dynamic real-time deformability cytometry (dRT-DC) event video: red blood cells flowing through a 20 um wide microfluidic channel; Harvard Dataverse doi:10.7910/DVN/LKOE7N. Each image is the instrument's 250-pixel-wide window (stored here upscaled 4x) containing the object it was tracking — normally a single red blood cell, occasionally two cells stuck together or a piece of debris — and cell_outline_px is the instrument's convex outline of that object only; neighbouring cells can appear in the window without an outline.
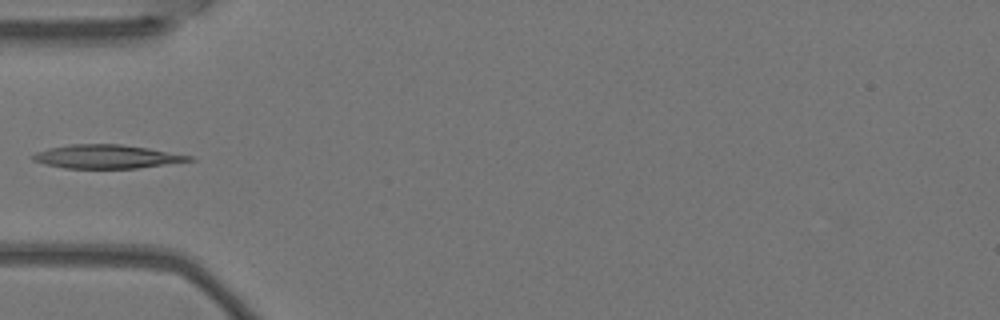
{"species": "Egyptian fruit bat (a non-hibernating species)", "species_latin": "Rousettus aegyptiacus", "temperature_condition": "warm", "stored_images_in_passage": 6, "camera_frame_rate_fps": 3000, "um_per_image_px": 0.085, "animal": {"sex": "female"}, "frame": {"image": 1, "passage_image": 5, "time_ms": 1.333, "image_size_px": [1000, 320], "cell_outline_px": [[196, 160], [136, 168], [64, 168], [44, 164], [32, 160], [32, 156], [36, 152], [48, 148], [68, 144], [120, 144], [148, 148], [192, 156]], "centroid_in_image_um": [9.03, 13.31], "position_along_channel_um": 76.0, "area_um2": 21.44}}
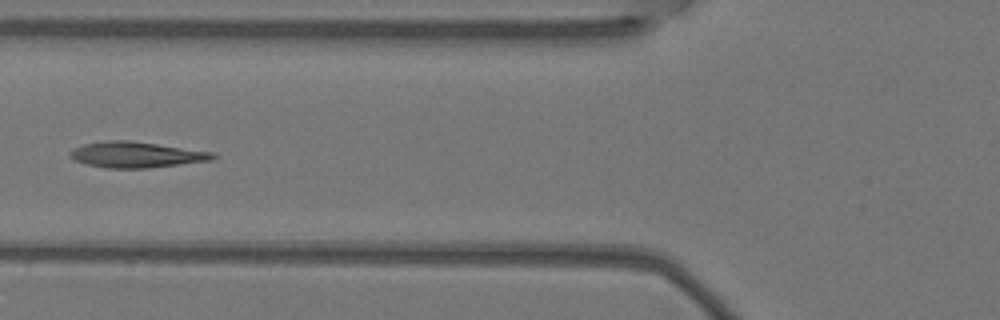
{"frame": {"image": 2, "passage_image": 6, "time_ms": 1.667, "image_size_px": [1000, 320], "cell_outline_px": [[216, 156], [212, 160], [148, 168], [108, 168], [88, 164], [76, 160], [68, 156], [68, 152], [72, 148], [84, 144], [104, 140], [132, 140], [216, 152]], "centroid_in_image_um": [11.59, 13.13], "position_along_channel_um": 114.2, "area_um2": 21.68}}